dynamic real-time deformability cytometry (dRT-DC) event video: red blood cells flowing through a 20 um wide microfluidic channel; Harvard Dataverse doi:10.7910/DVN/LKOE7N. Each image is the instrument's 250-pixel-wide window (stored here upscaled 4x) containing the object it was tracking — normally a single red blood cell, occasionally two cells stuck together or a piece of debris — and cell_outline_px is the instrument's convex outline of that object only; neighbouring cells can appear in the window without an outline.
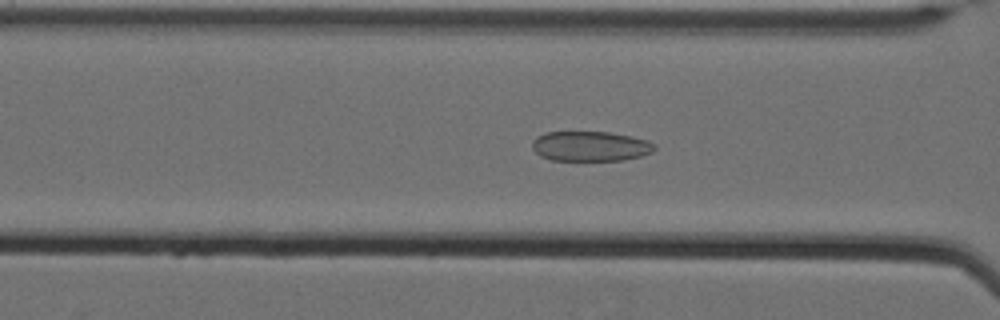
{"species": "Egyptian fruit bat (a non-hibernating species)", "species_latin": "Rousettus aegyptiacus", "temperature_condition": "cold", "stored_images_in_passage": 61, "camera_frame_rate_fps": 3000, "um_per_image_px": 0.085, "animal": {"sex": "female"}, "frame": {"image": 1, "passage_image": 28, "time_ms": 9.0, "image_size_px": [1000, 320], "cell_outline_px": [[656, 148], [652, 152], [640, 156], [624, 160], [552, 160], [540, 156], [532, 148], [532, 140], [536, 136], [544, 132], [608, 132], [632, 136], [648, 140], [656, 144]], "centroid_in_image_um": [50.18, 12.42], "position_along_channel_um": 116.4, "area_um2": 21.5}}
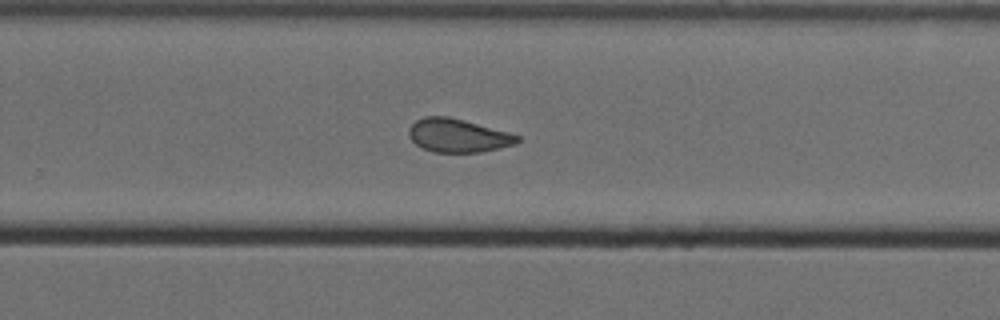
{"frame": {"image": 2, "passage_image": 43, "time_ms": 14.0, "image_size_px": [1000, 320], "cell_outline_px": [[520, 140], [516, 144], [500, 148], [480, 152], [432, 152], [416, 144], [408, 136], [408, 128], [416, 120], [424, 116], [448, 116], [464, 120], [508, 132], [520, 136]], "centroid_in_image_um": [38.92, 11.52], "position_along_channel_um": 290.9, "area_um2": 21.15}}
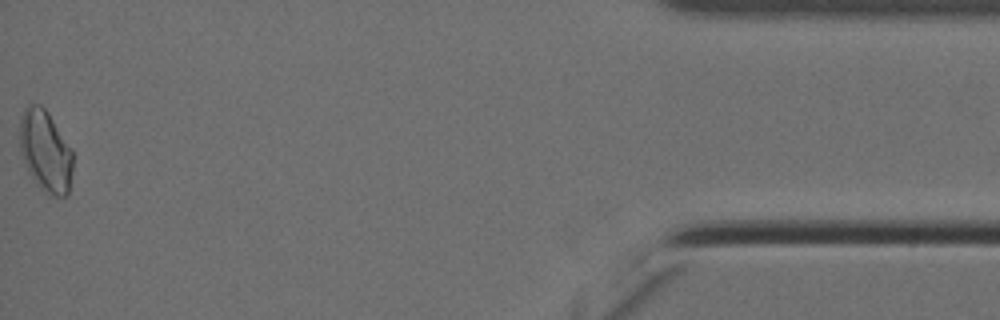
{"frame": {"image": 3, "passage_image": 61, "time_ms": 20.0, "image_size_px": [1000, 320], "cell_outline_px": [[72, 172], [68, 196], [48, 196], [40, 188], [28, 172], [20, 152], [20, 116], [24, 108], [28, 104], [40, 104], [48, 112], [72, 152]], "centroid_in_image_um": [3.84, 12.87], "position_along_channel_um": 431.4, "area_um2": 25.26}, "authors_computed_cell_mechanics": {"area_um2": 22.9466, "velocity_mm_per_s": 3.4847, "shape_relaxation_time_tau1_ms": null, "shape_relaxation_time_tau2_ms": 2.2043, "deformation_change_tau1": null, "deformation_change_tau2": 0.0884}}